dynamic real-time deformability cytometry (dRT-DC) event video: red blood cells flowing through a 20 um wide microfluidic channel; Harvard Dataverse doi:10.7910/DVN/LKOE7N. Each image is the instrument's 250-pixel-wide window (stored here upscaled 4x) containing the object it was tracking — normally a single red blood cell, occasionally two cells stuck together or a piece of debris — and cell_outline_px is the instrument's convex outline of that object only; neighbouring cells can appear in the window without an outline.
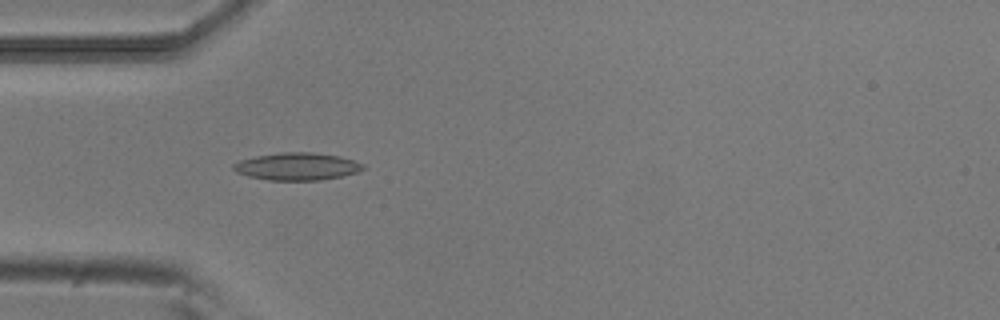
{"species": "common noctule bat (a hibernating species)", "species_latin": "Nyctalus noctula", "temperature_condition": "room temperature", "stored_images_in_passage": 36, "camera_frame_rate_fps": 3000, "um_per_image_px": 0.085, "animal": {"sex": "male", "body_mass_g": 20.5, "forearm_length_mm": 52.5}, "frame": {"image": 1, "passage_image": 7, "time_ms": 2.0, "image_size_px": [1000, 320], "cell_outline_px": [[364, 168], [356, 172], [340, 176], [320, 180], [268, 180], [248, 176], [236, 172], [232, 168], [232, 164], [240, 160], [256, 156], [280, 152], [312, 152], [340, 156], [364, 164]], "centroid_in_image_um": [25.21, 14.14], "position_along_channel_um": 59.8, "area_um2": 20.63}}
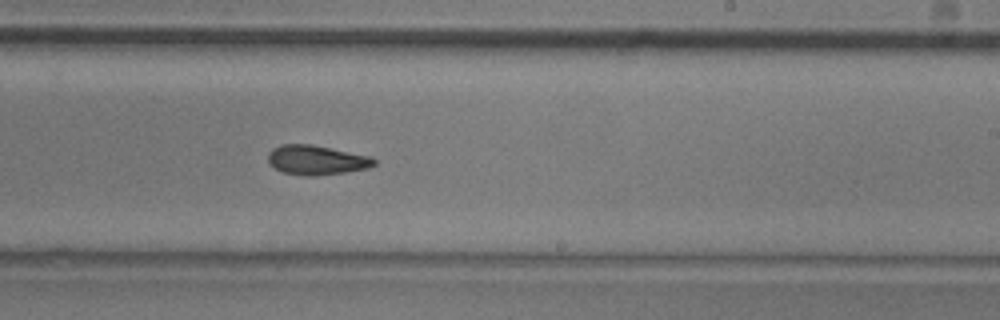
{"frame": {"image": 2, "passage_image": 23, "time_ms": 7.333, "image_size_px": [1000, 320], "cell_outline_px": [[376, 164], [368, 168], [344, 172], [316, 176], [304, 176], [284, 172], [268, 164], [268, 152], [272, 148], [280, 144], [312, 144], [372, 156], [376, 160]], "centroid_in_image_um": [26.9, 13.59], "position_along_channel_um": 262.1, "area_um2": 18.44}}
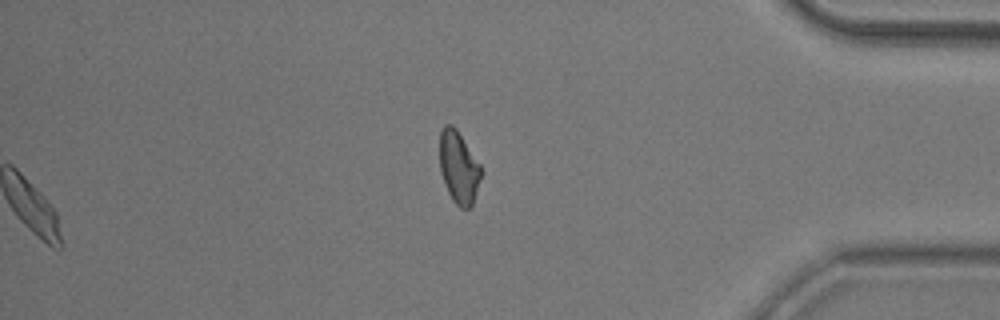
{"frame": {"image": 3, "passage_image": 36, "time_ms": 11.667, "image_size_px": [1000, 320], "cell_outline_px": [[484, 172], [472, 204], [468, 208], [460, 208], [452, 200], [448, 192], [440, 172], [440, 132], [444, 124], [452, 124], [456, 128], [480, 164]], "centroid_in_image_um": [39.0, 14.22], "position_along_channel_um": 396.2, "area_um2": 17.57}, "authors_computed_cell_mechanics": {"area_um2": 18.2648, "velocity_mm_per_s": 3.8137, "shape_relaxation_time_tau1_ms": null, "shape_relaxation_time_tau2_ms": 4.858, "deformation_change_tau1": null, "deformation_change_tau2": 0.1211}}